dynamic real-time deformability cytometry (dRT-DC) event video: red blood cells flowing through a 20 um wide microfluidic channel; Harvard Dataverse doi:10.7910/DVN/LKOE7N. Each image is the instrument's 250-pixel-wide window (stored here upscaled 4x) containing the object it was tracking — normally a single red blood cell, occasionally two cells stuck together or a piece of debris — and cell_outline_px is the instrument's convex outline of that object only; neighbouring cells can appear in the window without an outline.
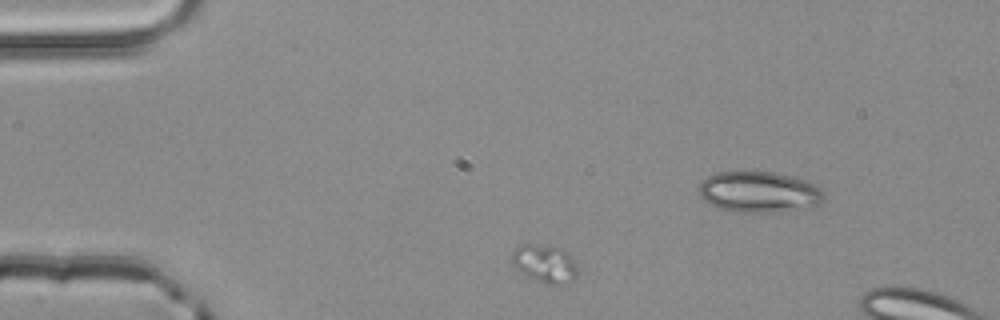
{"species": "common noctule bat (a hibernating species)", "species_latin": "Nyctalus noctula", "temperature_condition": "room temperature", "stored_images_in_passage": 3, "camera_frame_rate_fps": 3000, "um_per_image_px": 0.085, "animal": {"sex": "male", "body_mass_g": 20.4}, "frame": {"image": 1, "passage_image": 1, "time_ms": 0.0, "image_size_px": [1000, 320], "cell_outline_px": [[576, 276], [568, 284], [544, 284], [532, 280], [516, 268], [512, 264], [512, 252], [516, 248], [524, 244], [532, 244], [560, 248], [568, 252], [576, 260]], "centroid_in_image_um": [46.32, 22.43], "position_along_channel_um": 38.7, "area_um2": 14.68}}